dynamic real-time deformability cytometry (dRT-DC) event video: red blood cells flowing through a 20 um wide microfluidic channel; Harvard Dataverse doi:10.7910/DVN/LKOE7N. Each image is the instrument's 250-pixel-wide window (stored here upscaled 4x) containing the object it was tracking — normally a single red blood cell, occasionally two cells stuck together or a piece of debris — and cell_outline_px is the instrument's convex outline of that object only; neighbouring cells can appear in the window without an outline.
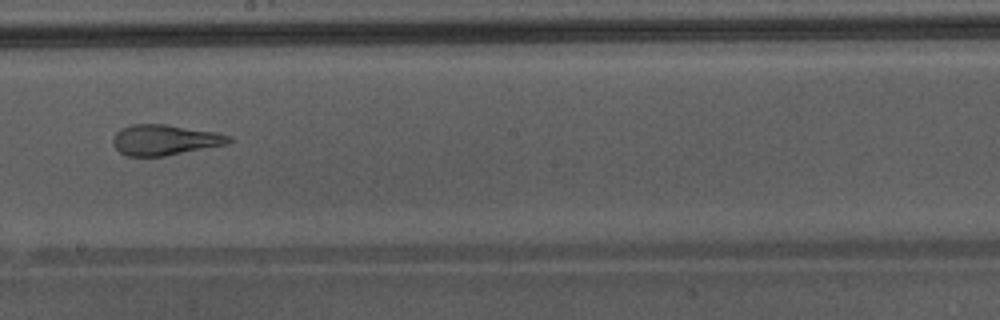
{"species": "Egyptian fruit bat (a non-hibernating species)", "species_latin": "Rousettus aegyptiacus", "temperature_condition": "warm", "stored_images_in_passage": 34, "camera_frame_rate_fps": 3000, "um_per_image_px": 0.085, "animal": {"sex": "male"}, "frame": {"image": 1, "passage_image": 15, "time_ms": 4.667, "image_size_px": [1000, 320], "cell_outline_px": [[232, 140], [228, 144], [164, 156], [128, 156], [120, 152], [112, 144], [112, 140], [116, 132], [120, 128], [132, 124], [164, 124], [216, 132], [232, 136]], "centroid_in_image_um": [14.0, 11.89], "position_along_channel_um": 234.2, "area_um2": 20.63}, "authors_computed_cell_mechanics": {"area_um2": 22.0507, "velocity_mm_per_s": 4.3692, "shape_relaxation_time_tau1_ms": null, "shape_relaxation_time_tau2_ms": 1.5309, "deformation_change_tau1": null, "deformation_change_tau2": 0.0774}}